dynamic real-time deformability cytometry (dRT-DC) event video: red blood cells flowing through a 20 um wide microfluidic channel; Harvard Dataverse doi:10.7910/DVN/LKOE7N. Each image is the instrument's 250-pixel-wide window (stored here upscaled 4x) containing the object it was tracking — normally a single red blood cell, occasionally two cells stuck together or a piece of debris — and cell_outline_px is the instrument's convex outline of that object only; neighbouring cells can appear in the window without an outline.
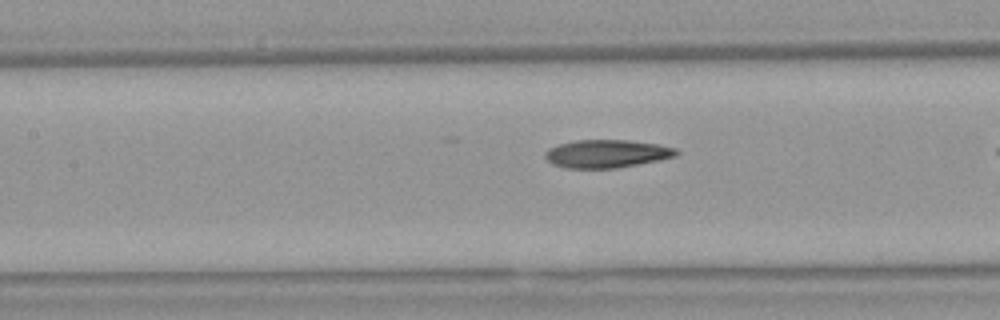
{"species": "Egyptian fruit bat (a non-hibernating species)", "species_latin": "Rousettus aegyptiacus", "temperature_condition": "warm", "stored_images_in_passage": 26, "camera_frame_rate_fps": 3000, "um_per_image_px": 0.085, "animal": {"sex": "female"}, "frame": {"image": 1, "passage_image": 8, "time_ms": 2.333, "image_size_px": [1000, 320], "cell_outline_px": [[680, 152], [676, 156], [660, 160], [616, 168], [564, 168], [552, 164], [544, 156], [544, 152], [548, 148], [560, 144], [576, 140], [628, 140], [656, 144], [676, 148]], "centroid_in_image_um": [51.56, 13.07], "position_along_channel_um": 155.8, "area_um2": 21.44}}